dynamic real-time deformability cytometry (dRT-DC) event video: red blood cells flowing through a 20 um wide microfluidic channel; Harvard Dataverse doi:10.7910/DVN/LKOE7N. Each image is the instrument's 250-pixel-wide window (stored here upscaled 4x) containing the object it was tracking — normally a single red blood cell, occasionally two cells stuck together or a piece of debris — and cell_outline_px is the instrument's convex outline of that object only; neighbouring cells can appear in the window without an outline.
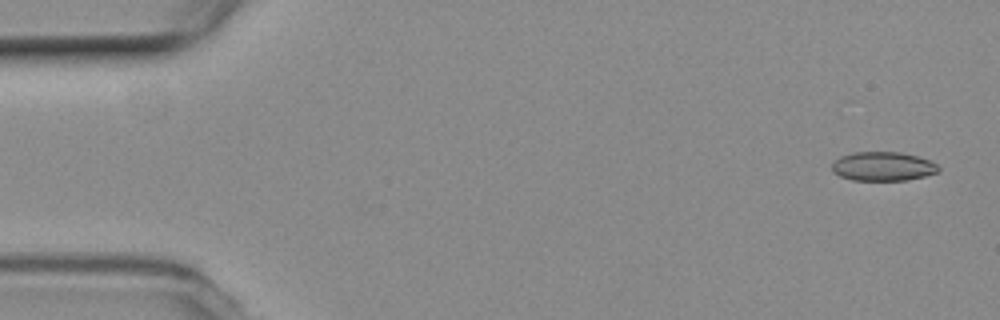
{"species": "common noctule bat (a hibernating species)", "species_latin": "Nyctalus noctula", "temperature_condition": "room temperature", "stored_images_in_passage": 30, "camera_frame_rate_fps": 3000, "um_per_image_px": 0.085, "animal": {"sex": "female", "body_mass_g": 19.3, "forearm_length_mm": 54.1}, "frame": {"image": 1, "passage_image": 2, "time_ms": 0.333, "image_size_px": [1000, 320], "cell_outline_px": [[940, 168], [936, 172], [924, 176], [908, 180], [852, 180], [840, 176], [832, 172], [832, 164], [840, 156], [852, 152], [900, 152], [916, 156], [928, 160], [936, 164]], "centroid_in_image_um": [75.01, 14.14], "position_along_channel_um": 10.0, "area_um2": 17.92}}
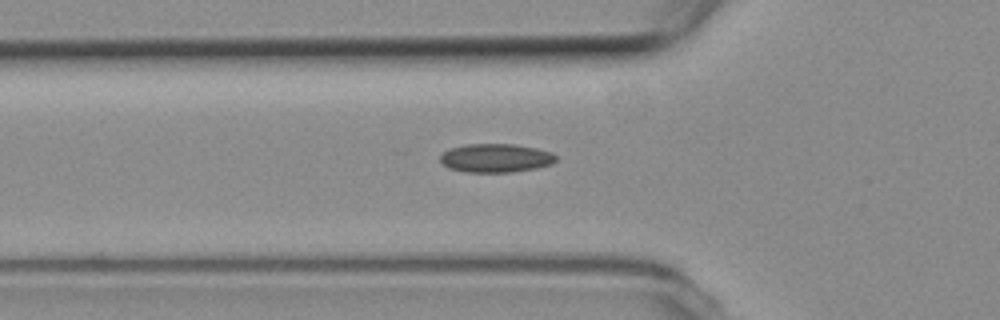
{"frame": {"image": 2, "passage_image": 18, "time_ms": 5.667, "image_size_px": [1000, 320], "cell_outline_px": [[556, 160], [552, 164], [536, 168], [512, 172], [464, 172], [448, 168], [440, 160], [440, 156], [444, 152], [452, 148], [464, 144], [512, 144], [536, 148], [552, 152], [556, 156]], "centroid_in_image_um": [42.15, 13.44], "position_along_channel_um": 83.7, "area_um2": 19.31}}
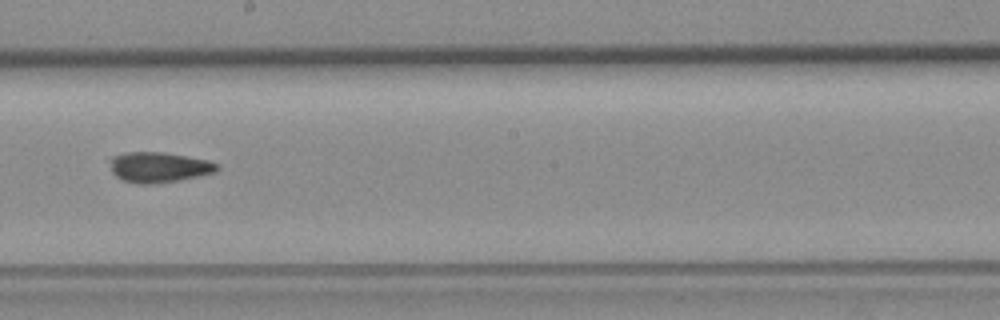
{"frame": {"image": 3, "passage_image": 30, "time_ms": 9.667, "image_size_px": [1000, 320], "cell_outline_px": [[220, 168], [216, 172], [180, 180], [156, 184], [136, 184], [120, 180], [112, 172], [108, 160], [112, 156], [128, 152], [164, 152], [208, 160], [216, 164]], "centroid_in_image_um": [13.46, 14.22], "position_along_channel_um": 234.7, "area_um2": 19.19}}